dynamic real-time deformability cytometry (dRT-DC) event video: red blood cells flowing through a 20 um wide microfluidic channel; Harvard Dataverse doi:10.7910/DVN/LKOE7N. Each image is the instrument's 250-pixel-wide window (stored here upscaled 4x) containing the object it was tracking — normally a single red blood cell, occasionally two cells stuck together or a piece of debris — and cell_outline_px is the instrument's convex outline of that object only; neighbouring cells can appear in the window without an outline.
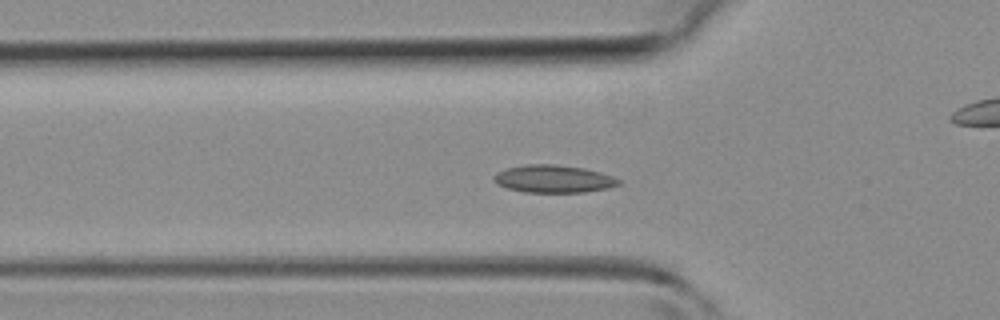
{"species": "common noctule bat (a hibernating species)", "species_latin": "Nyctalus noctula", "temperature_condition": "room temperature", "stored_images_in_passage": 34, "camera_frame_rate_fps": 3000, "um_per_image_px": 0.085, "animal": {"sex": "female", "body_mass_g": 19.3, "forearm_length_mm": 54.1}, "frame": {"image": 1, "passage_image": 4, "time_ms": 1.0, "image_size_px": [1000, 320], "cell_outline_px": [[624, 180], [620, 184], [608, 188], [584, 192], [524, 192], [508, 188], [496, 184], [492, 180], [492, 176], [508, 168], [524, 164], [556, 164], [584, 168], [600, 172]], "centroid_in_image_um": [47.07, 15.2], "position_along_channel_um": 78.7, "area_um2": 20.17}}
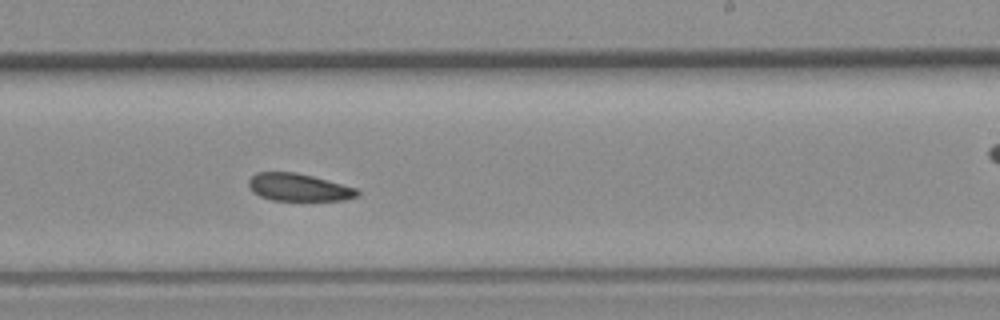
{"frame": {"image": 2, "passage_image": 16, "time_ms": 5.0, "image_size_px": [1000, 320], "cell_outline_px": [[360, 196], [344, 200], [272, 200], [260, 196], [252, 192], [248, 184], [248, 180], [256, 172], [296, 172], [312, 176], [356, 188], [360, 192]], "centroid_in_image_um": [25.38, 15.92], "position_along_channel_um": 263.6, "area_um2": 17.4}}
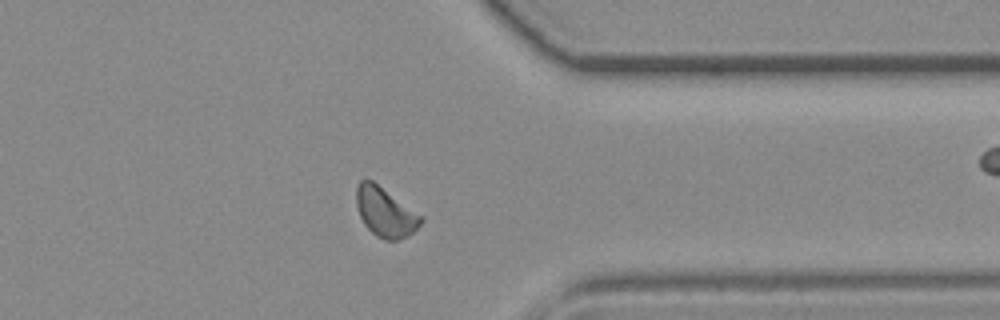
{"frame": {"image": 3, "passage_image": 24, "time_ms": 7.667, "image_size_px": [1000, 320], "cell_outline_px": [[424, 220], [408, 236], [396, 240], [384, 240], [376, 236], [364, 224], [360, 216], [356, 204], [356, 188], [360, 180], [372, 180], [424, 216]], "centroid_in_image_um": [32.76, 18.03], "position_along_channel_um": 378.6, "area_um2": 18.61}}